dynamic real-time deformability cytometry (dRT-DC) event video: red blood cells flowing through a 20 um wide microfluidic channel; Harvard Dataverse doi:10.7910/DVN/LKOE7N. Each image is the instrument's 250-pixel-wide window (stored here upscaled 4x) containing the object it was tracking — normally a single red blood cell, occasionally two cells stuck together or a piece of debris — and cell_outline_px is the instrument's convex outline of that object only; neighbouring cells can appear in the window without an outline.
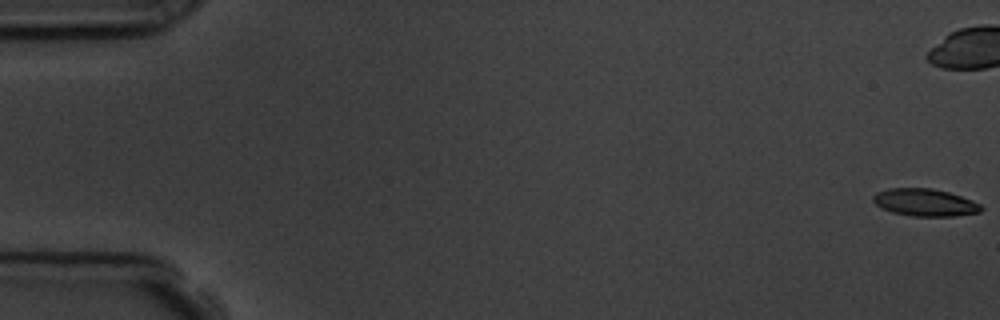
{"species": "common noctule bat (a hibernating species)", "species_latin": "Nyctalus noctula", "temperature_condition": "room temperature", "stored_images_in_passage": 6, "camera_frame_rate_fps": 3000, "um_per_image_px": 0.085, "animal": {"sex": "male", "body_mass_g": 19.5, "forearm_length_mm": 54.6}, "frame": {"image": 1, "passage_image": 1, "time_ms": 0.0, "image_size_px": [1000, 320], "cell_outline_px": [[984, 208], [980, 212], [956, 216], [912, 216], [892, 212], [876, 204], [872, 200], [872, 196], [876, 192], [888, 188], [932, 188], [948, 192], [972, 200], [980, 204]], "centroid_in_image_um": [78.62, 17.2], "position_along_channel_um": 6.4, "area_um2": 17.22}}